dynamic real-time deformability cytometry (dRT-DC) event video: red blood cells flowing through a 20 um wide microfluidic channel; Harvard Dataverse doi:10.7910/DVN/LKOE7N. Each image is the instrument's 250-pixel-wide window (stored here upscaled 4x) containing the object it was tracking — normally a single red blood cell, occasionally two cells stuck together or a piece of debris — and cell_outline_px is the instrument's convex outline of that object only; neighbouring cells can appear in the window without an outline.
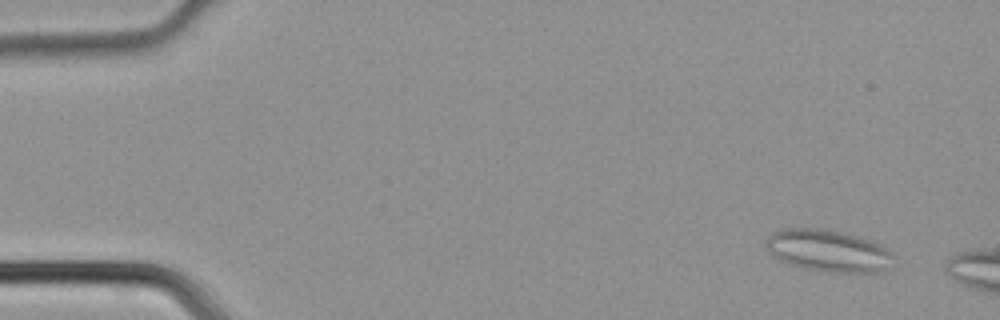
{"species": "common noctule bat (a hibernating species)", "species_latin": "Nyctalus noctula", "temperature_condition": "cold", "stored_images_in_passage": 9, "camera_frame_rate_fps": 3000, "um_per_image_px": 0.085, "animal": {"sex": "male", "body_mass_g": 21.5, "forearm_length_mm": 52.0}, "frame": {"image": 1, "passage_image": 4, "time_ms": 1.0, "image_size_px": [1000, 320], "cell_outline_px": [[896, 256], [880, 272], [828, 272], [804, 268], [780, 260], [772, 256], [764, 248], [764, 240], [772, 232], [784, 228], [828, 228], [844, 232], [872, 240], [880, 244], [892, 252]], "centroid_in_image_um": [70.35, 21.28], "position_along_channel_um": 14.7, "area_um2": 31.56}}